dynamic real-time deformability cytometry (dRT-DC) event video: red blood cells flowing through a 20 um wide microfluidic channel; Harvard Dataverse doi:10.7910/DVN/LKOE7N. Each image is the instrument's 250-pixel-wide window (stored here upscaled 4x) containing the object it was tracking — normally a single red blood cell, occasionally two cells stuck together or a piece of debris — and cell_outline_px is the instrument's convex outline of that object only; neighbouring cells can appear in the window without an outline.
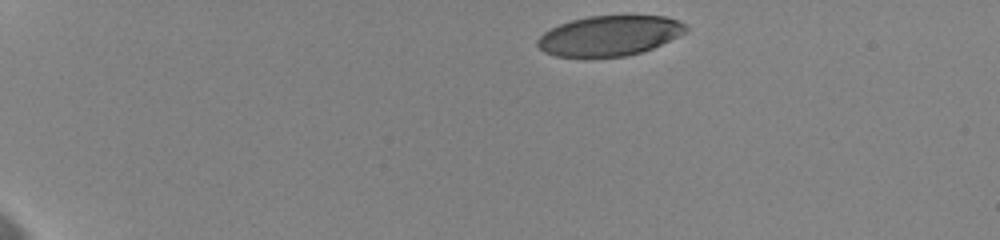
{"species": "human", "species_latin": "Homo sapiens", "temperature_condition": "cold", "stored_images_in_passage": 37, "camera_frame_rate_fps": 3000, "um_per_image_px": 0.085, "donor": {"sex": "female"}, "frame": {"image": 1, "passage_image": 1, "time_ms": 0.0, "image_size_px": [1000, 240], "cell_outline_px": [[688, 32], [680, 36], [652, 48], [640, 52], [624, 56], [556, 56], [544, 52], [536, 44], [536, 40], [544, 32], [560, 24], [572, 20], [588, 16], [668, 16], [680, 20], [688, 28]], "centroid_in_image_um": [51.84, 3.02], "position_along_channel_um": 33.2, "area_um2": 34.51}}